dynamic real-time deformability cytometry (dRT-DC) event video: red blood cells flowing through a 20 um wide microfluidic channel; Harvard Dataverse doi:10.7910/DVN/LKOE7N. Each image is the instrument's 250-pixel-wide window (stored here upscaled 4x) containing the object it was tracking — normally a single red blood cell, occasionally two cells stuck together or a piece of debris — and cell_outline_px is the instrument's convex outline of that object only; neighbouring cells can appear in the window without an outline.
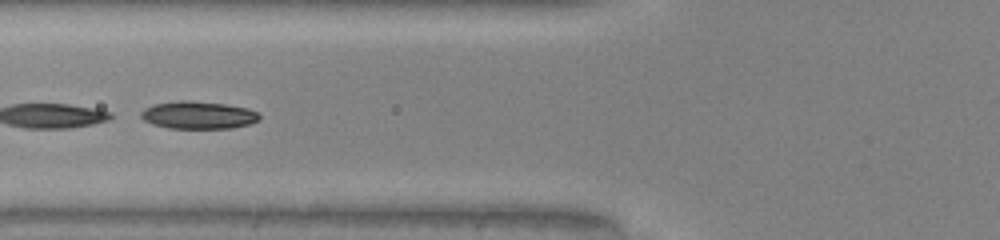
{"species": "common noctule bat (a hibernating species)", "species_latin": "Nyctalus noctula", "temperature_condition": "warm", "stored_images_in_passage": 34, "camera_frame_rate_fps": 3000, "um_per_image_px": 0.085, "animal": {"sex": "male", "body_mass_g": 20.0, "forearm_length_mm": 53.3}, "frame": {"image": 1, "passage_image": 6, "time_ms": 1.667, "image_size_px": [1000, 240], "cell_outline_px": [[260, 120], [248, 124], [232, 128], [168, 128], [152, 124], [144, 120], [140, 116], [140, 112], [144, 108], [152, 104], [180, 100], [184, 100], [224, 104], [248, 108], [260, 112]], "centroid_in_image_um": [16.84, 9.78], "position_along_channel_um": 109.0, "area_um2": 19.13}}
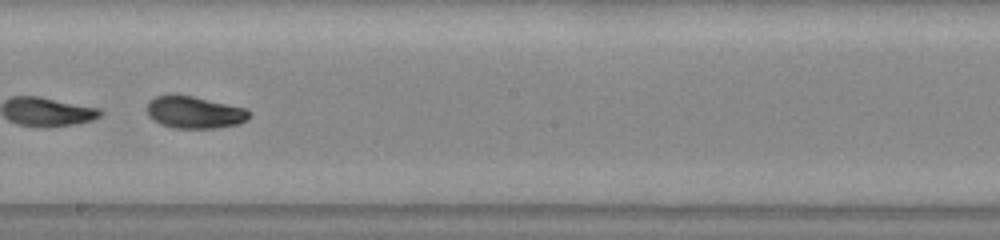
{"frame": {"image": 2, "passage_image": 15, "time_ms": 4.667, "image_size_px": [1000, 240], "cell_outline_px": [[248, 120], [240, 124], [212, 128], [172, 128], [160, 124], [152, 120], [148, 116], [148, 100], [156, 96], [192, 96], [244, 108], [248, 112]], "centroid_in_image_um": [16.5, 9.57], "position_along_channel_um": 231.7, "area_um2": 18.79}, "authors_computed_cell_mechanics": {"area_um2": 18.7561, "velocity_mm_per_s": 4.1015, "shape_relaxation_time_tau1_ms": 3.7842, "shape_relaxation_time_tau2_ms": 1.8574, "deformation_change_tau1": 0.1723, "deformation_change_tau2": 0.0714}}